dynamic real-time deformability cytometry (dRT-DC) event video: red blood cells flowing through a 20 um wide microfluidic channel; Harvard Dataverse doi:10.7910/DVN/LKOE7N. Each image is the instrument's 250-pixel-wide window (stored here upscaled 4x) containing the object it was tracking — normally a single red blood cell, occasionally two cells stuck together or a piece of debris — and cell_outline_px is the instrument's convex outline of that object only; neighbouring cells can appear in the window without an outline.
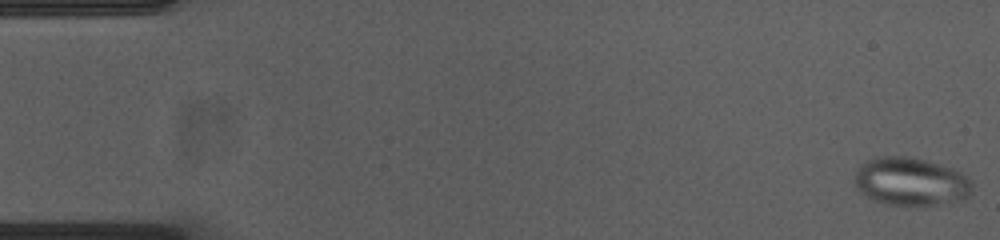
{"species": "common noctule bat (a hibernating species)", "species_latin": "Nyctalus noctula", "temperature_condition": "cold", "stored_images_in_passage": 54, "camera_frame_rate_fps": 3000, "um_per_image_px": 0.085, "animal": {"sex": "female", "body_mass_g": 23.0, "forearm_length_mm": 53.4}, "frame": {"image": 1, "passage_image": 1, "time_ms": 0.0, "image_size_px": [1000, 240], "cell_outline_px": [[972, 188], [968, 196], [964, 200], [924, 208], [888, 204], [872, 200], [860, 192], [852, 184], [852, 180], [860, 164], [868, 160], [880, 156], [904, 156], [924, 160], [952, 168], [960, 172], [972, 180]], "centroid_in_image_um": [77.4, 15.48], "position_along_channel_um": 7.6, "area_um2": 33.87}}
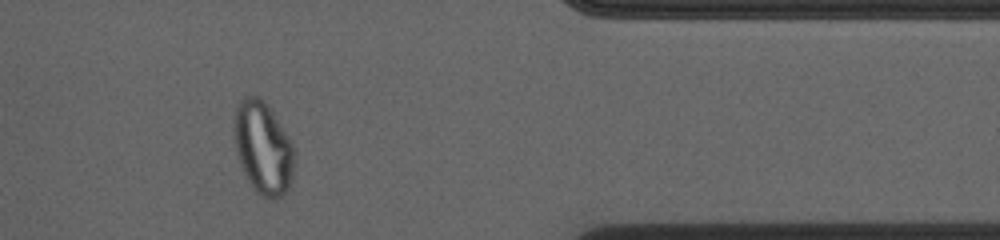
{"frame": {"image": 2, "passage_image": 45, "time_ms": 14.667, "image_size_px": [1000, 240], "cell_outline_px": [[296, 164], [292, 180], [288, 188], [276, 200], [272, 200], [264, 196], [248, 180], [240, 164], [236, 152], [232, 132], [232, 124], [236, 108], [240, 100], [244, 96], [256, 96], [264, 100], [272, 108], [292, 144], [296, 156]], "centroid_in_image_um": [22.36, 12.52], "position_along_channel_um": 389.0, "area_um2": 32.95}}
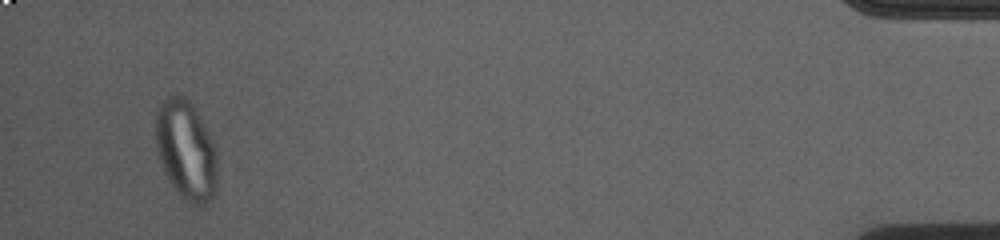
{"frame": {"image": 3, "passage_image": 52, "time_ms": 17.0, "image_size_px": [1000, 240], "cell_outline_px": [[216, 192], [204, 204], [188, 204], [184, 200], [168, 180], [160, 160], [156, 148], [156, 112], [160, 104], [168, 96], [184, 96], [192, 104], [212, 140], [216, 152]], "centroid_in_image_um": [15.8, 12.78], "position_along_channel_um": 419.4, "area_um2": 35.2}}